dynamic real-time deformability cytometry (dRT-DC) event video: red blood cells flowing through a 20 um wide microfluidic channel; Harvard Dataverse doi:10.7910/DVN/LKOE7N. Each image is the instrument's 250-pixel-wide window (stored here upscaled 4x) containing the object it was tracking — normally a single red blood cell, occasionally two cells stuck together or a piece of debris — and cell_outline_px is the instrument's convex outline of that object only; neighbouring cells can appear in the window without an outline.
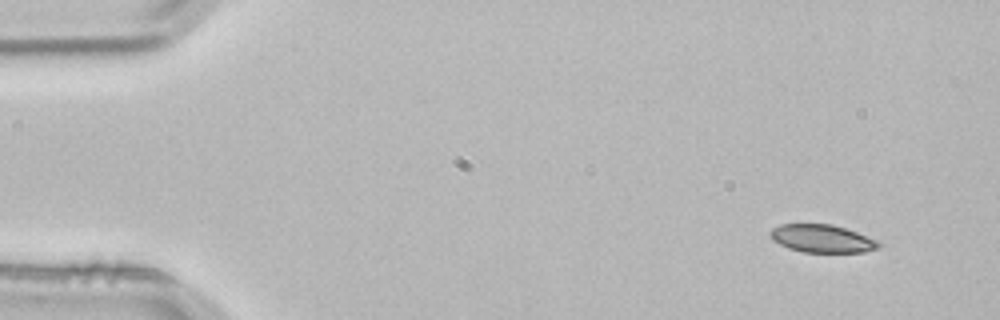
{"species": "common noctule bat (a hibernating species)", "species_latin": "Nyctalus noctula", "temperature_condition": "room temperature", "stored_images_in_passage": 3, "camera_frame_rate_fps": 3000, "um_per_image_px": 0.085, "animal": {"sex": "male", "body_mass_g": 21.5, "forearm_length_mm": 52.0}, "frame": {"image": 1, "passage_image": 1, "time_ms": 0.0, "image_size_px": [1000, 320], "cell_outline_px": [[880, 248], [864, 252], [804, 252], [788, 248], [772, 240], [768, 232], [772, 228], [780, 224], [832, 224], [856, 232], [876, 240], [880, 244]], "centroid_in_image_um": [69.84, 20.28], "position_along_channel_um": 15.2, "area_um2": 17.57}}
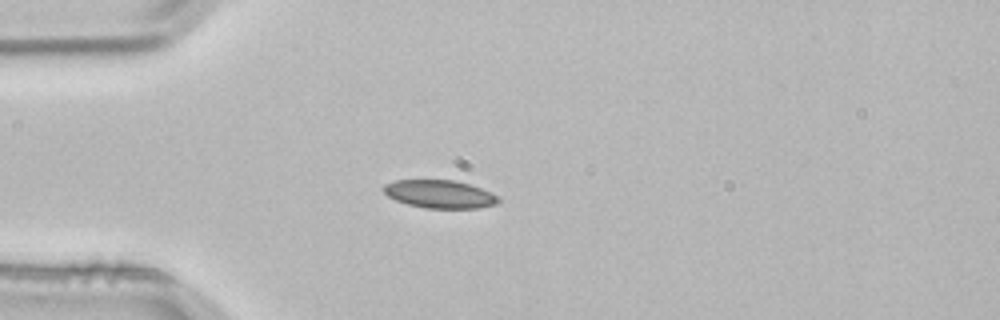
{"frame": {"image": 2, "passage_image": 3, "time_ms": 0.667, "image_size_px": [1000, 320], "cell_outline_px": [[500, 200], [496, 204], [476, 208], [424, 208], [408, 204], [396, 200], [388, 196], [380, 188], [384, 184], [396, 180], [452, 180], [468, 184], [480, 188], [496, 196]], "centroid_in_image_um": [37.31, 16.5], "position_along_channel_um": 47.7, "area_um2": 18.55}}